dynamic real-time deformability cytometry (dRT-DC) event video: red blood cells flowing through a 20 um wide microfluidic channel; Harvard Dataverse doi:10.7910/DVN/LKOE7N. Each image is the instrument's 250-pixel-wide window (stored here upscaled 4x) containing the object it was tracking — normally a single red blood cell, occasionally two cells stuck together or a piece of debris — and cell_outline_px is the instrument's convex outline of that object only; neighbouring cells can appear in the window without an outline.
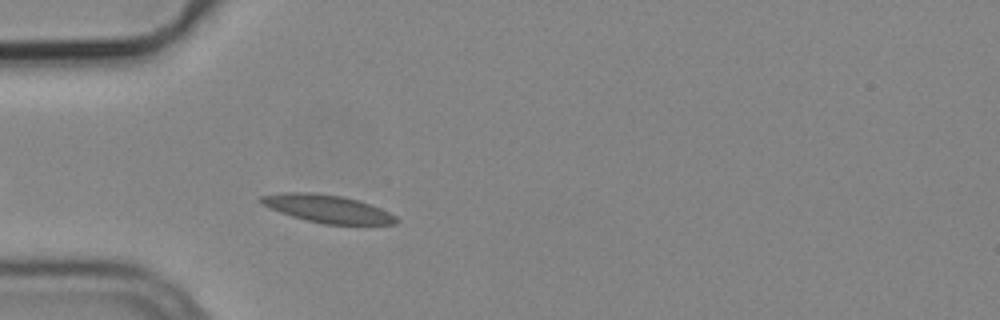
{"species": "common noctule bat (a hibernating species)", "species_latin": "Nyctalus noctula", "temperature_condition": "cold", "stored_images_in_passage": 39, "camera_frame_rate_fps": 3000, "um_per_image_px": 0.085, "animal": {"sex": "male", "body_mass_g": 19.2, "forearm_length_mm": 51.8}, "frame": {"image": 1, "passage_image": 3, "time_ms": 0.667, "image_size_px": [1000, 320], "cell_outline_px": [[400, 220], [396, 224], [324, 224], [292, 216], [268, 208], [260, 204], [256, 200], [260, 196], [284, 192], [312, 192], [344, 196], [360, 200], [380, 208], [396, 216]], "centroid_in_image_um": [27.8, 17.73], "position_along_channel_um": 57.2, "area_um2": 22.08}}
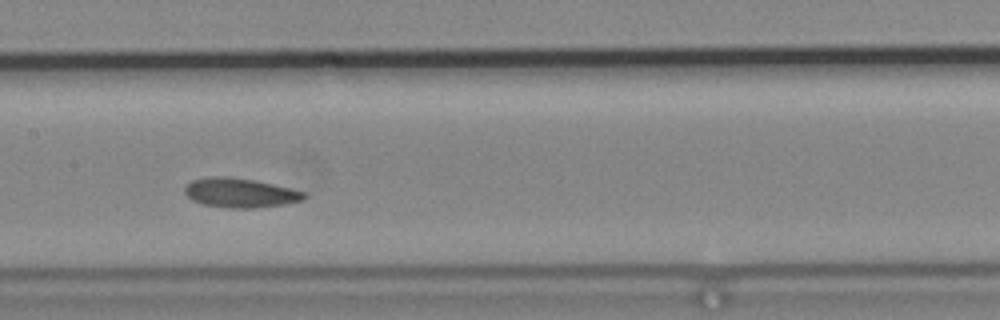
{"frame": {"image": 2, "passage_image": 14, "time_ms": 4.333, "image_size_px": [1000, 320], "cell_outline_px": [[308, 196], [304, 200], [284, 204], [256, 208], [228, 208], [204, 204], [192, 200], [184, 192], [184, 188], [192, 180], [208, 176], [224, 176], [252, 180], [272, 184], [308, 192]], "centroid_in_image_um": [20.44, 16.39], "position_along_channel_um": 187.0, "area_um2": 20.46}}
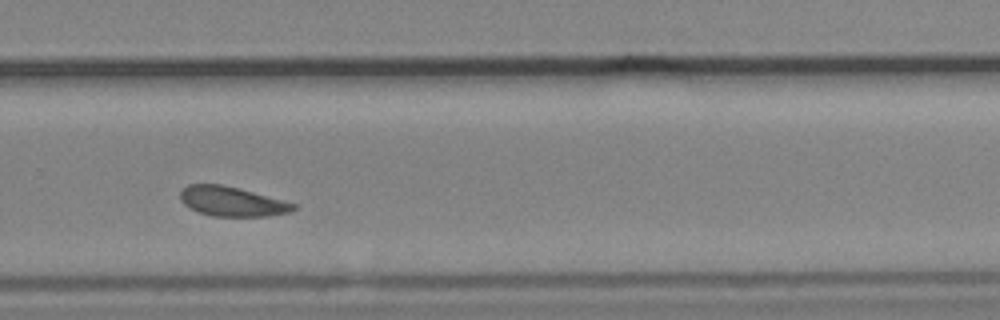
{"frame": {"image": 3, "passage_image": 24, "time_ms": 7.667, "image_size_px": [1000, 320], "cell_outline_px": [[296, 208], [288, 212], [268, 216], [212, 216], [196, 212], [188, 208], [180, 200], [180, 192], [188, 184], [220, 184], [252, 192], [296, 204]], "centroid_in_image_um": [19.64, 17.13], "position_along_channel_um": 310.2, "area_um2": 19.31}, "authors_computed_cell_mechanics": {"area_um2": 19.4786, "velocity_mm_per_s": 3.7139, "shape_relaxation_time_tau1_ms": null, "shape_relaxation_time_tau2_ms": 5.8782, "deformation_change_tau1": null, "deformation_change_tau2": 0.1163}}